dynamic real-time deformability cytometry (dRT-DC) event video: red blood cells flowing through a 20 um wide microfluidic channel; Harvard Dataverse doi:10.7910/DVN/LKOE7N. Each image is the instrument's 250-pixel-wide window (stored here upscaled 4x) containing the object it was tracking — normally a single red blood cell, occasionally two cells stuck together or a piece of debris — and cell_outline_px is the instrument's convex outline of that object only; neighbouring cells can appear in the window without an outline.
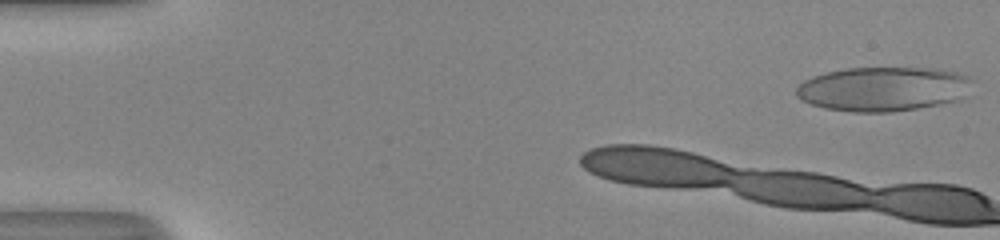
{"species": "human", "species_latin": "Homo sapiens", "temperature_condition": "room temperature", "stored_images_in_passage": 7, "camera_frame_rate_fps": 3000, "um_per_image_px": 0.085, "donor": {"sex": "male"}, "frame": {"image": 1, "passage_image": 1, "time_ms": 0.0, "image_size_px": [1000, 240], "cell_outline_px": [[972, 80], [960, 100], [940, 104], [916, 108], [888, 112], [852, 112], [824, 108], [800, 100], [796, 96], [796, 88], [804, 80], [812, 76], [844, 68], [932, 68], [956, 72], [968, 76]], "centroid_in_image_um": [75.02, 7.56], "position_along_channel_um": 10.0, "area_um2": 45.37}}